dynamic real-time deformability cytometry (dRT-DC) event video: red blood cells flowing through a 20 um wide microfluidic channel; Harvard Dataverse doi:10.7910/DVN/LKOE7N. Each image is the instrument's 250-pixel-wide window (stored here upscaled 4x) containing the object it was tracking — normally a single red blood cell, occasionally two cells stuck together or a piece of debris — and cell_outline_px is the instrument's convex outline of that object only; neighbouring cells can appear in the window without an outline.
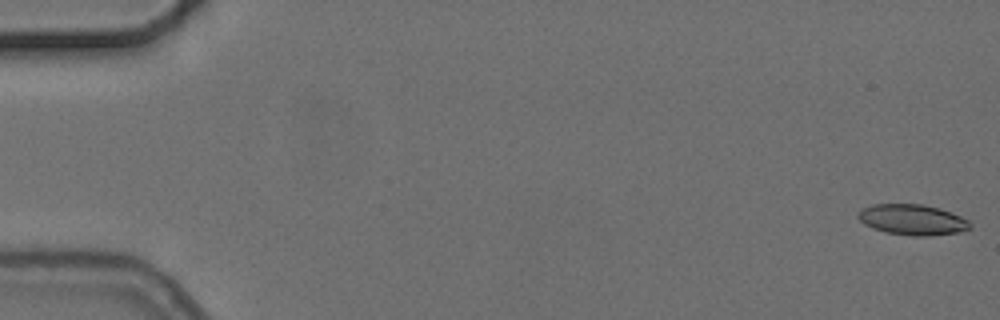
{"species": "common noctule bat (a hibernating species)", "species_latin": "Nyctalus noctula", "temperature_condition": "cold", "stored_images_in_passage": 10, "camera_frame_rate_fps": 3000, "um_per_image_px": 0.085, "animal": {"sex": "female", "body_mass_g": 24.6, "forearm_length_mm": 56.2}, "frame": {"image": 1, "passage_image": 1, "time_ms": 0.0, "image_size_px": [1000, 320], "cell_outline_px": [[972, 228], [960, 232], [928, 236], [912, 236], [884, 232], [872, 228], [864, 224], [856, 216], [864, 208], [872, 204], [920, 204], [940, 208], [960, 216], [968, 220], [972, 224]], "centroid_in_image_um": [77.57, 18.68], "position_along_channel_um": 7.4, "area_um2": 20.06}}
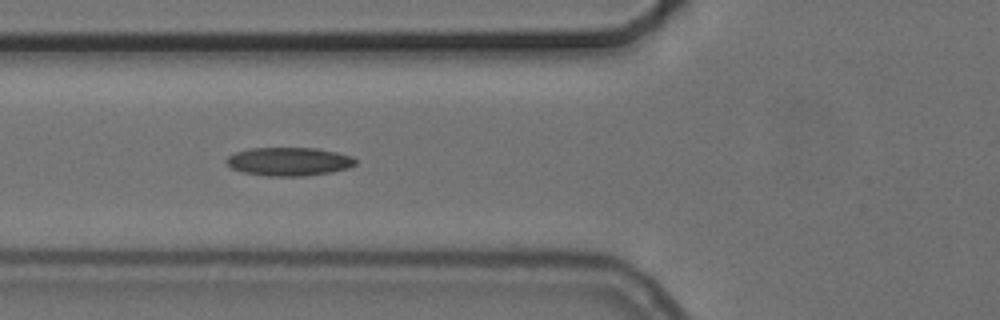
{"frame": {"image": 2, "passage_image": 6, "time_ms": 6.667, "image_size_px": [1000, 320], "cell_outline_px": [[356, 164], [348, 168], [332, 172], [304, 176], [268, 176], [244, 172], [232, 168], [224, 160], [228, 156], [236, 152], [248, 148], [316, 148], [336, 152], [352, 156], [356, 160]], "centroid_in_image_um": [24.57, 13.73], "position_along_channel_um": 101.2, "area_um2": 21.39}}
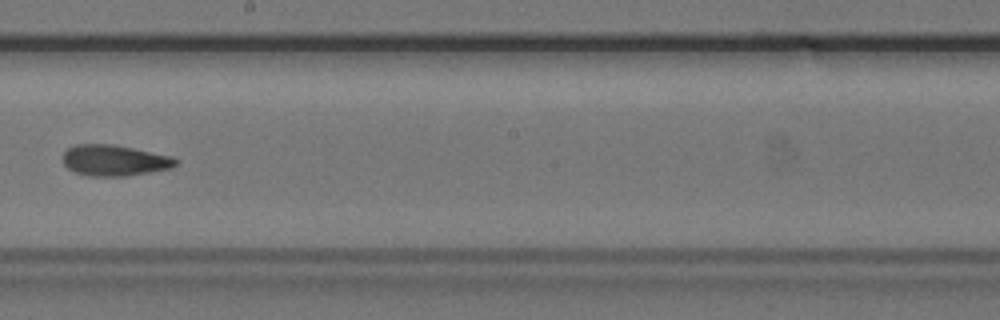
{"frame": {"image": 3, "passage_image": 9, "time_ms": 10.333, "image_size_px": [1000, 320], "cell_outline_px": [[180, 160], [172, 168], [152, 172], [128, 176], [88, 176], [76, 172], [68, 168], [64, 164], [64, 152], [68, 148], [76, 144], [112, 144], [172, 156]], "centroid_in_image_um": [9.76, 13.64], "position_along_channel_um": 238.4, "area_um2": 20.4}}